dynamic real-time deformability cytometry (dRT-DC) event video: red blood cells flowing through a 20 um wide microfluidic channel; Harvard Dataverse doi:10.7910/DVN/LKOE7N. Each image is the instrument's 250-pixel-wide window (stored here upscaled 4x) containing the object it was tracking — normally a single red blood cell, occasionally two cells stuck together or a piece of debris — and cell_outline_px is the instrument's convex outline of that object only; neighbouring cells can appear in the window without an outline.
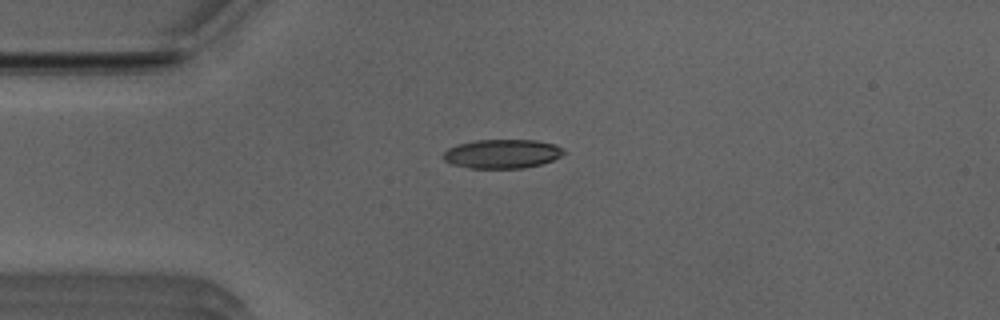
{"species": "Egyptian fruit bat (a non-hibernating species)", "species_latin": "Rousettus aegyptiacus", "temperature_condition": "room temperature", "stored_images_in_passage": 38, "camera_frame_rate_fps": 3000, "um_per_image_px": 0.085, "animal": {"sex": "male"}, "frame": {"image": 1, "passage_image": 2, "time_ms": 0.333, "image_size_px": [1000, 320], "cell_outline_px": [[568, 152], [552, 160], [540, 164], [524, 168], [472, 168], [452, 164], [444, 160], [444, 152], [448, 148], [456, 144], [476, 140], [536, 140], [556, 144], [564, 148]], "centroid_in_image_um": [42.72, 13.06], "position_along_channel_um": 42.3, "area_um2": 20.46}}
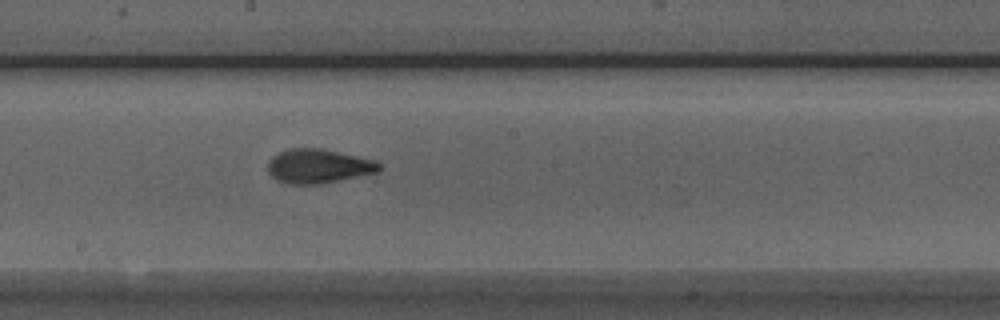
{"frame": {"image": 2, "passage_image": 17, "time_ms": 5.333, "image_size_px": [1000, 320], "cell_outline_px": [[380, 172], [320, 184], [288, 184], [272, 176], [268, 172], [268, 164], [272, 156], [288, 148], [320, 148], [376, 160], [380, 164]], "centroid_in_image_um": [27.08, 14.12], "position_along_channel_um": 221.1, "area_um2": 22.14}}
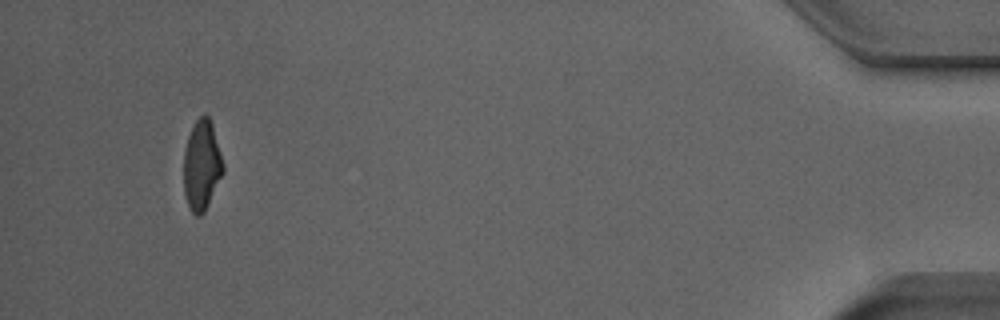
{"frame": {"image": 3, "passage_image": 38, "time_ms": 12.333, "image_size_px": [1000, 320], "cell_outline_px": [[224, 172], [204, 212], [200, 216], [196, 216], [192, 212], [184, 196], [184, 152], [188, 136], [196, 120], [204, 112], [208, 116], [212, 124], [224, 164]], "centroid_in_image_um": [17.15, 14.05], "position_along_channel_um": 418.0, "area_um2": 20.63}, "authors_computed_cell_mechanics": {"area_um2": 21.1837, "velocity_mm_per_s": 3.968, "shape_relaxation_time_tau1_ms": 3.7306, "shape_relaxation_time_tau2_ms": 1.2149, "deformation_change_tau1": 0.1697, "deformation_change_tau2": 0.0675}}